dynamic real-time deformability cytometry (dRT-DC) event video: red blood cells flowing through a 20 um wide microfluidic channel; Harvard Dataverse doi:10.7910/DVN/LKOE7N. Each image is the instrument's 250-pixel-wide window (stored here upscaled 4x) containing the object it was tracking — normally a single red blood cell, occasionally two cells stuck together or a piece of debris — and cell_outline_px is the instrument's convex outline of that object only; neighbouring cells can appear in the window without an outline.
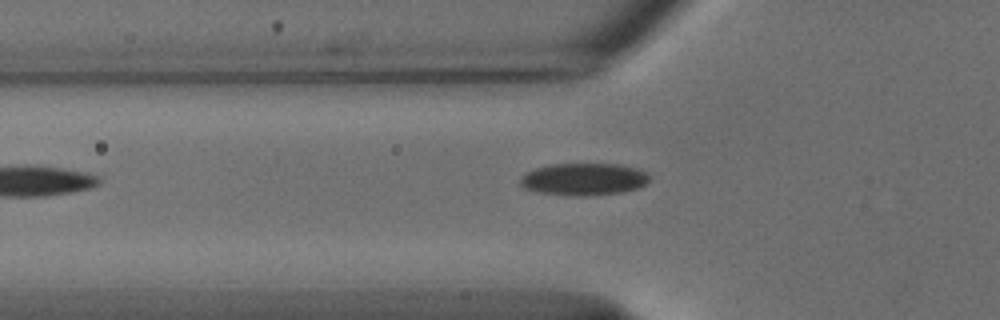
{"species": "common noctule bat (a hibernating species)", "species_latin": "Nyctalus noctula", "temperature_condition": "cold", "stored_images_in_passage": 25, "camera_frame_rate_fps": 3000, "um_per_image_px": 0.085, "animal": {"sex": "male", "body_mass_g": 18.8}, "frame": {"image": 1, "passage_image": 4, "time_ms": 1.0, "image_size_px": [1000, 320], "cell_outline_px": [[648, 180], [640, 188], [620, 192], [584, 196], [576, 196], [540, 192], [524, 188], [520, 184], [520, 180], [528, 172], [536, 168], [548, 164], [616, 164], [640, 168], [648, 172]], "centroid_in_image_um": [49.66, 15.22], "position_along_channel_um": 76.1, "area_um2": 24.1}}
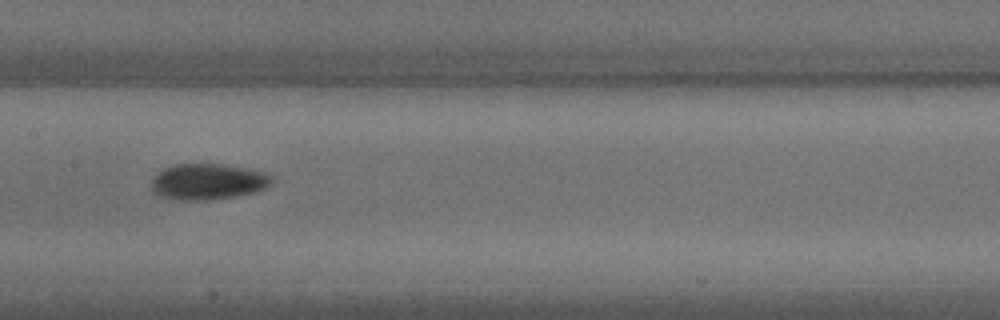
{"frame": {"image": 2, "passage_image": 13, "time_ms": 4.0, "image_size_px": [1000, 320], "cell_outline_px": [[276, 180], [264, 188], [256, 192], [232, 196], [204, 200], [196, 200], [164, 196], [152, 192], [152, 180], [164, 168], [172, 164], [224, 164], [248, 168], [268, 172]], "centroid_in_image_um": [17.76, 15.4], "position_along_channel_um": 189.6, "area_um2": 24.97}}
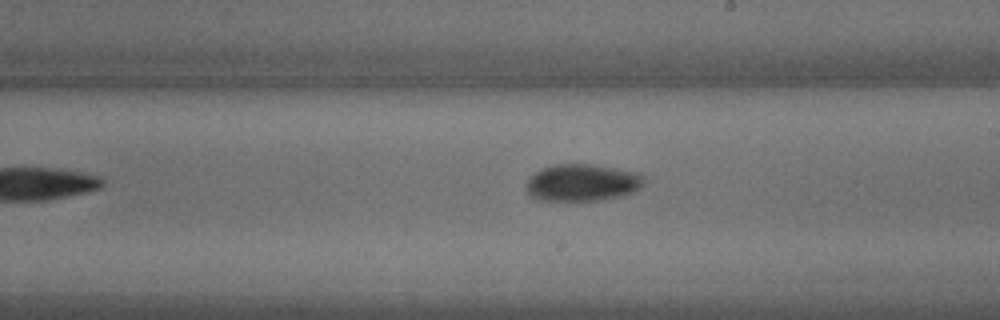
{"frame": {"image": 3, "passage_image": 17, "time_ms": 5.333, "image_size_px": [1000, 320], "cell_outline_px": [[644, 184], [636, 192], [620, 196], [600, 200], [544, 200], [532, 196], [524, 188], [524, 184], [540, 168], [552, 164], [596, 164], [640, 172], [644, 176]], "centroid_in_image_um": [49.53, 15.5], "position_along_channel_um": 239.5, "area_um2": 25.78}}